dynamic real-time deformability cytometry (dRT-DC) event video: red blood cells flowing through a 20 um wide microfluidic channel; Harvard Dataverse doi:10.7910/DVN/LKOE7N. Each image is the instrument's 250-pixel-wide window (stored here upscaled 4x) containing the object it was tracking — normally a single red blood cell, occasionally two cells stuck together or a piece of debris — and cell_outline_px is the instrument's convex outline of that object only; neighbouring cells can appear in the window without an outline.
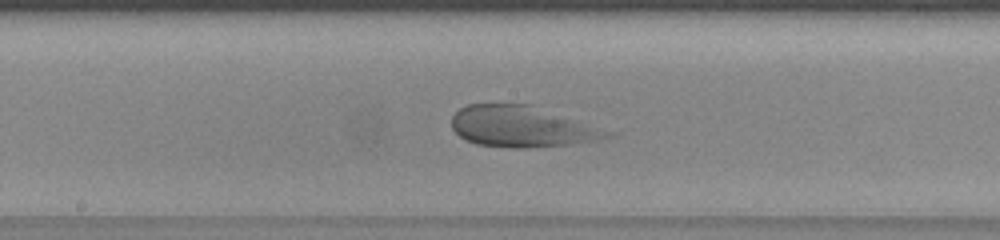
{"species": "human", "species_latin": "Homo sapiens", "temperature_condition": "warm", "stored_images_in_passage": 48, "camera_frame_rate_fps": 3000, "um_per_image_px": 0.085, "donor": {"sex": "female"}, "frame": {"image": 1, "passage_image": 26, "time_ms": 8.333, "image_size_px": [1000, 240], "cell_outline_px": [[616, 132], [612, 136], [596, 140], [568, 144], [528, 148], [504, 148], [476, 144], [464, 140], [452, 128], [452, 116], [460, 108], [468, 104], [528, 104]], "centroid_in_image_um": [44.33, 10.77], "position_along_channel_um": 203.9, "area_um2": 37.17}}
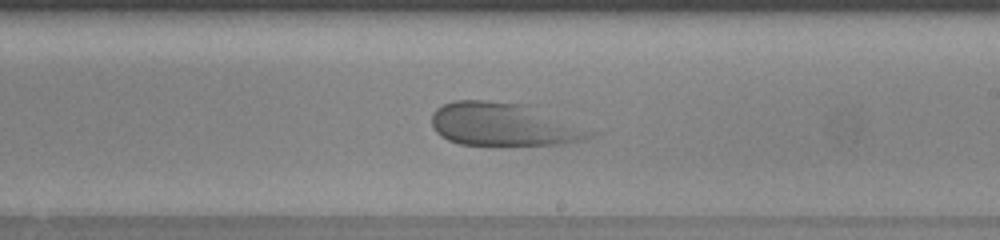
{"frame": {"image": 2, "passage_image": 29, "time_ms": 9.333, "image_size_px": [1000, 240], "cell_outline_px": [[600, 132], [584, 140], [560, 144], [460, 144], [448, 140], [440, 136], [436, 132], [432, 124], [432, 112], [436, 108], [452, 100], [488, 100], [532, 104]], "centroid_in_image_um": [42.9, 10.54], "position_along_channel_um": 246.1, "area_um2": 40.63}}
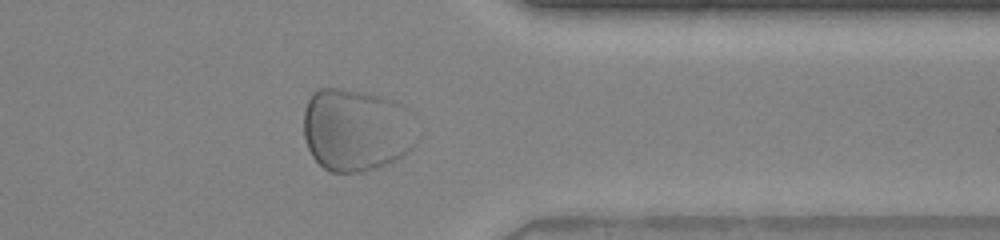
{"frame": {"image": 3, "passage_image": 39, "time_ms": 12.667, "image_size_px": [1000, 240], "cell_outline_px": [[416, 144], [408, 152], [384, 164], [360, 172], [328, 172], [312, 156], [308, 148], [304, 136], [304, 112], [308, 100], [312, 92], [316, 88], [336, 88], [364, 92], [396, 100], [408, 108], [416, 140]], "centroid_in_image_um": [30.25, 11.02], "position_along_channel_um": 381.2, "area_um2": 54.56}}